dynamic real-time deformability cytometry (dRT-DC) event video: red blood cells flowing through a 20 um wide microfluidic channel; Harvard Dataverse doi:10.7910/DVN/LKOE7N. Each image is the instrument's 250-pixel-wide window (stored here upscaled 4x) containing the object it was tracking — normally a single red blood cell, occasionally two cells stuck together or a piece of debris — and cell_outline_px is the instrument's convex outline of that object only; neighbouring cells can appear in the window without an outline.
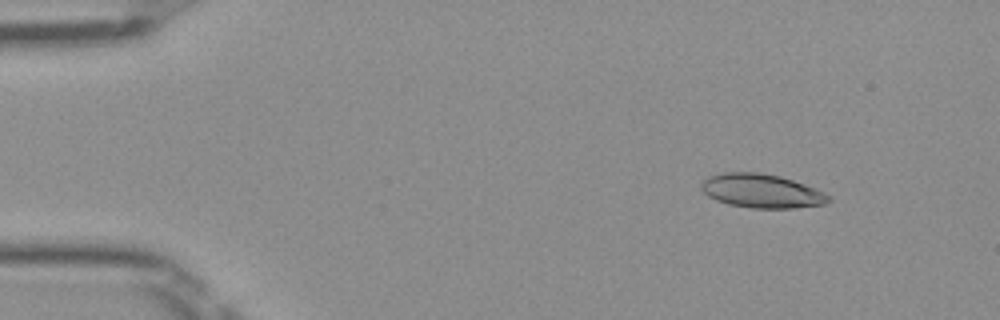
{"species": "Egyptian fruit bat (a non-hibernating species)", "species_latin": "Rousettus aegyptiacus", "temperature_condition": "room temperature", "stored_images_in_passage": 50, "camera_frame_rate_fps": 3000, "um_per_image_px": 0.085, "frame": {"image": 1, "passage_image": 6, "time_ms": 1.667, "image_size_px": [1000, 320], "cell_outline_px": [[832, 200], [824, 204], [796, 208], [752, 208], [728, 204], [716, 200], [708, 196], [700, 188], [700, 184], [708, 176], [724, 172], [760, 172], [780, 176], [816, 188], [832, 196]], "centroid_in_image_um": [64.75, 16.23], "position_along_channel_um": 20.3, "area_um2": 25.32}}
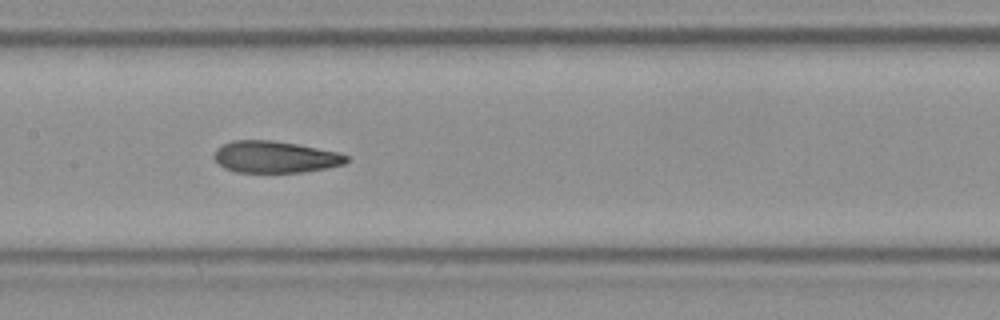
{"frame": {"image": 2, "passage_image": 25, "time_ms": 8.0, "image_size_px": [1000, 320], "cell_outline_px": [[348, 160], [344, 164], [328, 168], [304, 172], [236, 172], [224, 168], [212, 156], [216, 148], [232, 140], [272, 140], [296, 144], [340, 152], [348, 156]], "centroid_in_image_um": [23.39, 13.34], "position_along_channel_um": 184.0, "area_um2": 24.57}}
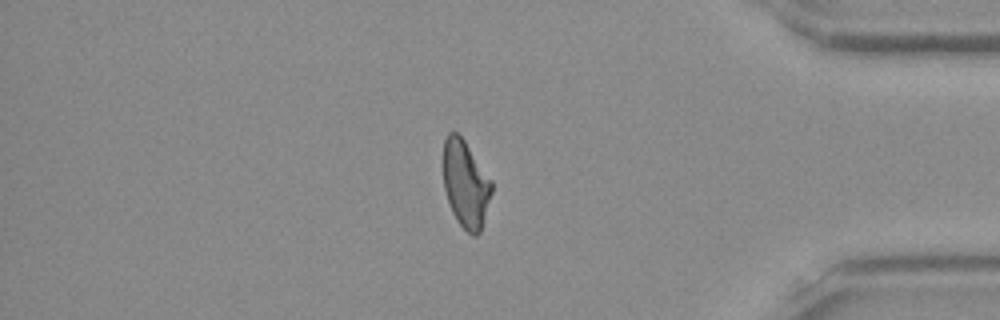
{"frame": {"image": 3, "passage_image": 43, "time_ms": 14.0, "image_size_px": [1000, 320], "cell_outline_px": [[492, 192], [480, 232], [476, 236], [472, 236], [456, 220], [452, 212], [444, 188], [444, 140], [448, 132], [456, 132], [464, 140], [492, 180]], "centroid_in_image_um": [39.58, 15.65], "position_along_channel_um": 395.6, "area_um2": 24.33}, "authors_computed_cell_mechanics": {"area_um2": 25.2008, "velocity_mm_per_s": 4.0118, "shape_relaxation_time_tau1_ms": 11.1535, "shape_relaxation_time_tau2_ms": 2.2056, "deformation_change_tau1": 0.2825, "deformation_change_tau2": 0.1089}}